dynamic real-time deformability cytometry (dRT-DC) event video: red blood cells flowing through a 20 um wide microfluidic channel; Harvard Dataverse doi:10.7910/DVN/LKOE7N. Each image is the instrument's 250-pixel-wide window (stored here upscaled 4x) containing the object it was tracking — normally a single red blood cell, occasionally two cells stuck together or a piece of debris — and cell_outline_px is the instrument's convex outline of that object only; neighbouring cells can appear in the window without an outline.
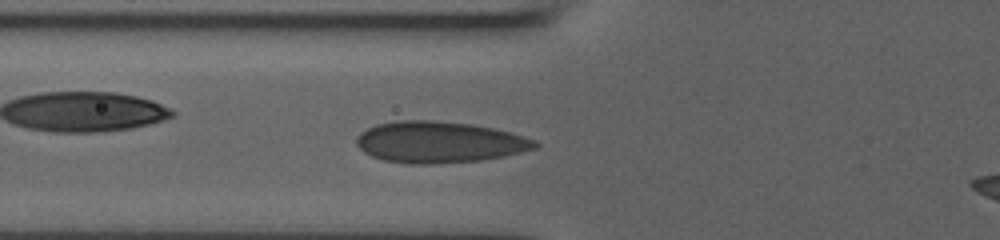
{"species": "human", "species_latin": "Homo sapiens", "temperature_condition": "room temperature", "stored_images_in_passage": 16, "camera_frame_rate_fps": 3000, "um_per_image_px": 0.085, "donor": {"sex": "male"}, "frame": {"image": 1, "passage_image": 6, "time_ms": 1.667, "image_size_px": [1000, 240], "cell_outline_px": [[540, 144], [536, 148], [504, 156], [480, 160], [432, 164], [412, 164], [384, 160], [372, 156], [364, 152], [356, 144], [356, 136], [360, 132], [376, 124], [400, 120], [432, 120], [472, 124], [492, 128], [524, 136], [536, 140]], "centroid_in_image_um": [37.32, 12.08], "position_along_channel_um": 88.5, "area_um2": 42.95}}
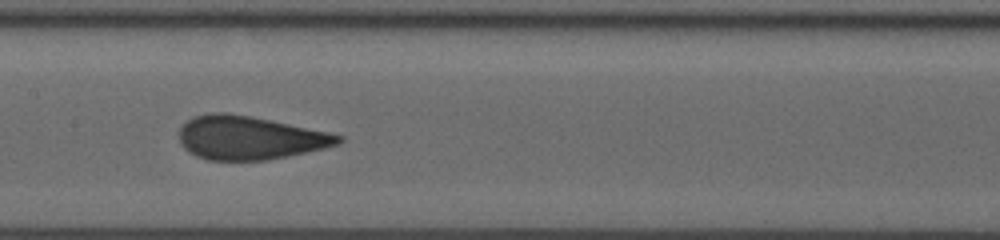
{"frame": {"image": 2, "passage_image": 11, "time_ms": 3.333, "image_size_px": [1000, 240], "cell_outline_px": [[344, 140], [340, 144], [324, 148], [288, 156], [268, 160], [208, 160], [196, 156], [188, 152], [180, 144], [180, 128], [188, 120], [196, 116], [212, 112], [228, 112], [328, 132], [344, 136]], "centroid_in_image_um": [21.21, 11.72], "position_along_channel_um": 186.2, "area_um2": 40.11}}
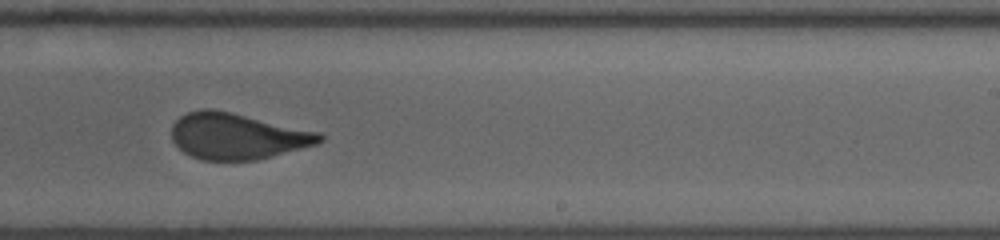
{"frame": {"image": 3, "passage_image": 15, "time_ms": 4.667, "image_size_px": [1000, 240], "cell_outline_px": [[324, 140], [316, 144], [256, 160], [204, 160], [192, 156], [184, 152], [172, 140], [172, 124], [180, 116], [188, 112], [200, 108], [212, 108], [232, 112], [320, 132], [324, 136]], "centroid_in_image_um": [20.15, 11.56], "position_along_channel_um": 268.9, "area_um2": 39.71}}